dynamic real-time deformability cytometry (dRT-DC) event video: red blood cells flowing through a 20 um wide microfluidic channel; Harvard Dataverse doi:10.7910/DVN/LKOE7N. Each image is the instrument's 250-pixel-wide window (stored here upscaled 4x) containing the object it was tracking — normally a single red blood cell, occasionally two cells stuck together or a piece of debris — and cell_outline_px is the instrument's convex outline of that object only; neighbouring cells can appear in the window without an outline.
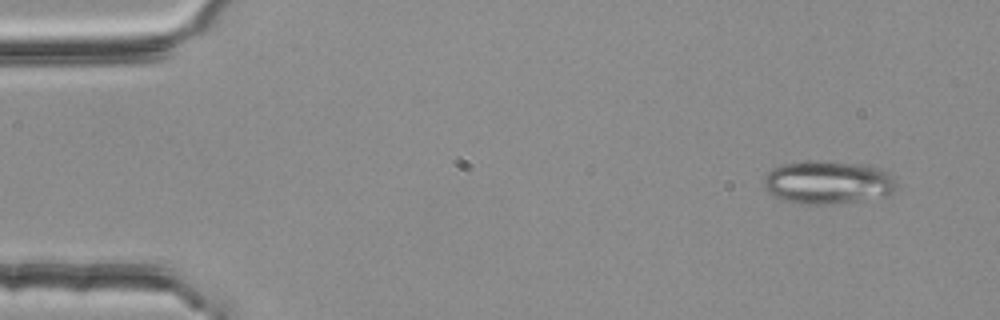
{"species": "common noctule bat (a hibernating species)", "species_latin": "Nyctalus noctula", "temperature_condition": "room temperature", "stored_images_in_passage": 51, "camera_frame_rate_fps": 3000, "um_per_image_px": 0.085, "animal": {"sex": "female", "body_mass_g": 25.1}, "frame": {"image": 1, "passage_image": 1, "time_ms": 0.0, "image_size_px": [1000, 320], "cell_outline_px": [[896, 188], [892, 192], [884, 196], [856, 200], [824, 204], [800, 204], [784, 200], [768, 192], [764, 184], [764, 176], [772, 168], [780, 164], [812, 160], [872, 164], [880, 168], [892, 176], [896, 180]], "centroid_in_image_um": [70.36, 15.47], "position_along_channel_um": 14.6, "area_um2": 33.41}}
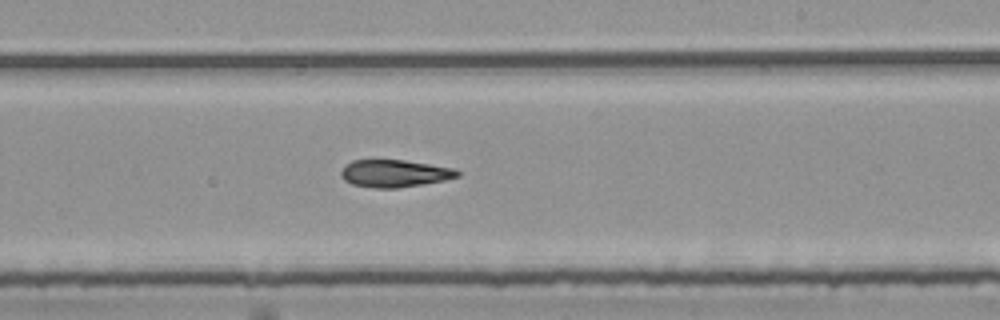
{"frame": {"image": 2, "passage_image": 29, "time_ms": 9.333, "image_size_px": [1000, 320], "cell_outline_px": [[460, 176], [444, 180], [424, 184], [396, 188], [376, 188], [352, 184], [344, 180], [340, 176], [340, 172], [352, 160], [404, 160], [456, 168], [460, 172]], "centroid_in_image_um": [33.57, 14.74], "position_along_channel_um": 255.4, "area_um2": 18.55}}
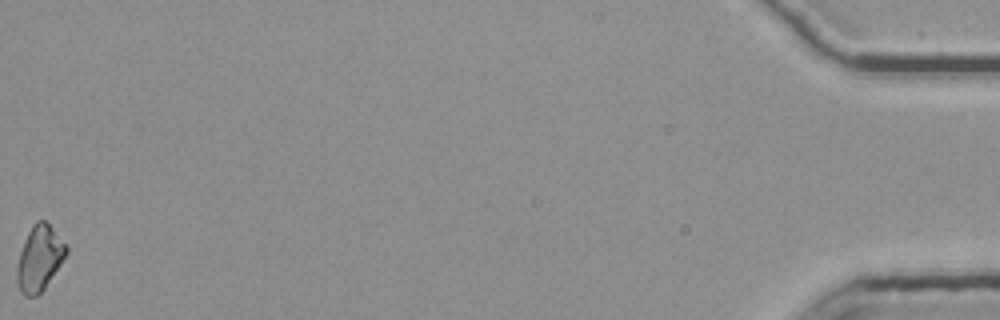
{"frame": {"image": 3, "passage_image": 51, "time_ms": 16.667, "image_size_px": [1000, 320], "cell_outline_px": [[68, 252], [44, 288], [36, 296], [24, 296], [20, 292], [16, 280], [16, 268], [20, 252], [24, 240], [32, 224], [36, 220], [44, 220], [48, 224], [68, 248]], "centroid_in_image_um": [3.31, 21.97], "position_along_channel_um": 431.9, "area_um2": 18.44}, "authors_computed_cell_mechanics": {"area_um2": 18.9006, "velocity_mm_per_s": 3.8028, "shape_relaxation_time_tau1_ms": 10.0108, "shape_relaxation_time_tau2_ms": null, "deformation_change_tau1": 0.2189, "deformation_change_tau2": null}}